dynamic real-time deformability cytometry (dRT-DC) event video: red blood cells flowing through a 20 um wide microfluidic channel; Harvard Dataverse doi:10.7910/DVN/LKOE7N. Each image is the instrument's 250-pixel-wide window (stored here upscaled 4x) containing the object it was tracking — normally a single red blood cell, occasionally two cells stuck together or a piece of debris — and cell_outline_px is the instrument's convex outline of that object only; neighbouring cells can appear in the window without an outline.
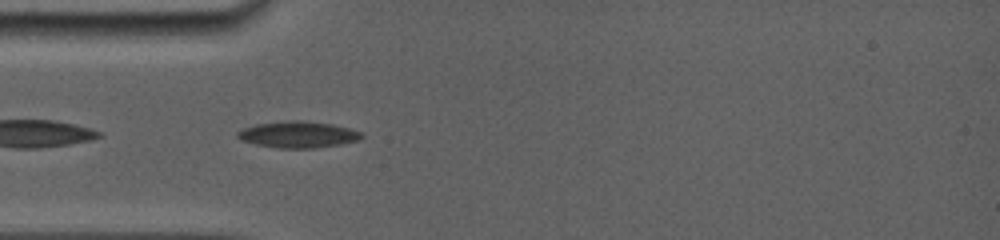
{"species": "common noctule bat (a hibernating species)", "species_latin": "Nyctalus noctula", "temperature_condition": "room temperature", "stored_images_in_passage": 51, "camera_frame_rate_fps": 5000, "um_per_image_px": 0.085, "animal": {"sex": "female", "body_mass_g": 19.0, "forearm_length_mm": 56.7}, "frame": {"image": 1, "passage_image": 2, "time_ms": 0.4, "image_size_px": [1000, 240], "cell_outline_px": [[364, 136], [360, 140], [340, 144], [312, 148], [280, 148], [256, 144], [240, 140], [236, 136], [236, 132], [244, 128], [256, 124], [288, 120], [304, 120], [332, 124], [348, 128], [360, 132]], "centroid_in_image_um": [25.32, 11.43], "position_along_channel_um": 59.7, "area_um2": 19.07}}
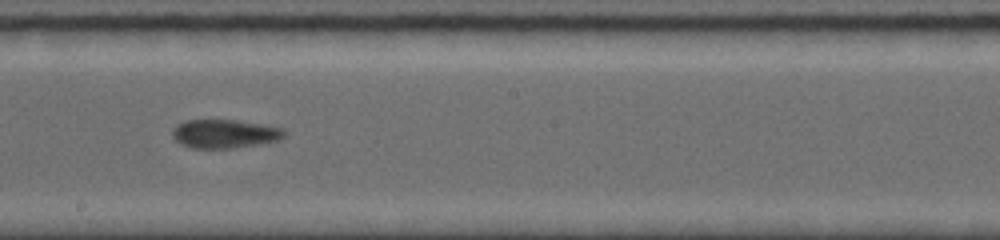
{"frame": {"image": 2, "passage_image": 20, "time_ms": 4.8, "image_size_px": [1000, 240], "cell_outline_px": [[284, 136], [280, 140], [260, 144], [232, 148], [192, 148], [180, 144], [172, 136], [172, 128], [176, 124], [184, 120], [236, 120], [284, 128]], "centroid_in_image_um": [19.06, 11.37], "position_along_channel_um": 229.1, "area_um2": 18.79}}
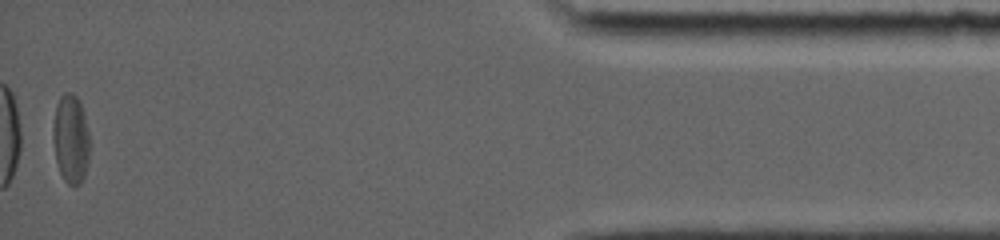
{"frame": {"image": 3, "passage_image": 50, "time_ms": 11.6, "image_size_px": [1000, 240], "cell_outline_px": [[88, 164], [84, 176], [80, 184], [72, 188], [64, 180], [60, 172], [56, 160], [52, 136], [52, 124], [56, 104], [60, 96], [64, 92], [72, 92], [80, 100], [88, 132]], "centroid_in_image_um": [5.99, 11.8], "position_along_channel_um": 429.2, "area_um2": 19.19}, "authors_computed_cell_mechanics": {"area_um2": 19.0162, "velocity_mm_per_s": 3.8782, "shape_relaxation_time_tau1_ms": null, "shape_relaxation_time_tau2_ms": 1.6674, "deformation_change_tau1": null, "deformation_change_tau2": 0.0609}}